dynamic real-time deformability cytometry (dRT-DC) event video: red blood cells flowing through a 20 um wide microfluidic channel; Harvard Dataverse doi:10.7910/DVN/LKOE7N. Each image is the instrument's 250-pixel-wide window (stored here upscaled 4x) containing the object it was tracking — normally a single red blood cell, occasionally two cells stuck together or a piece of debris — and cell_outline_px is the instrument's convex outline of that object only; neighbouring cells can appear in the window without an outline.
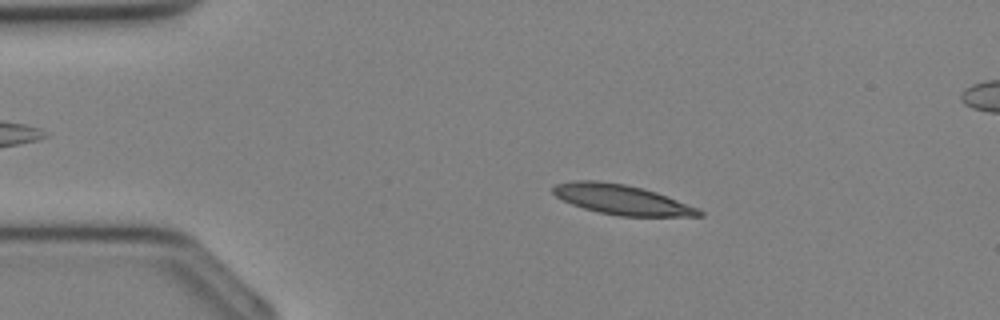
{"species": "Egyptian fruit bat (a non-hibernating species)", "species_latin": "Rousettus aegyptiacus", "temperature_condition": "cold", "stored_images_in_passage": 11, "camera_frame_rate_fps": 3000, "um_per_image_px": 0.085, "animal": {"sex": "female"}, "frame": {"image": 1, "passage_image": 5, "time_ms": 1.333, "image_size_px": [1000, 320], "cell_outline_px": [[704, 216], [620, 216], [600, 212], [584, 208], [572, 204], [556, 196], [552, 192], [552, 188], [556, 184], [572, 180], [596, 180], [624, 184], [644, 188], [656, 192], [700, 208], [704, 212]], "centroid_in_image_um": [52.88, 16.96], "position_along_channel_um": 32.1, "area_um2": 25.43}}
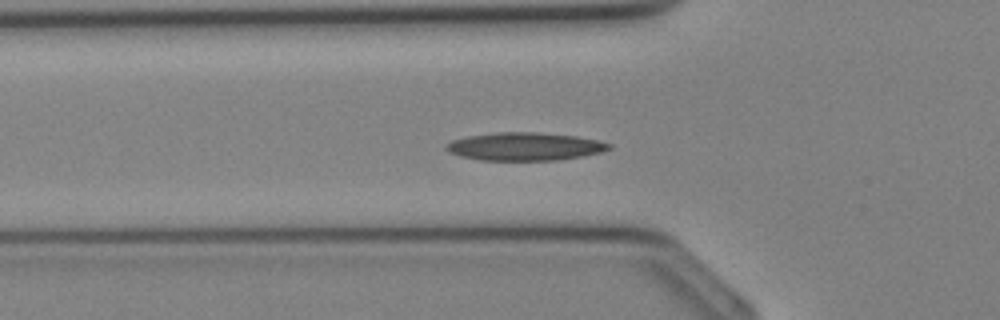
{"frame": {"image": 2, "passage_image": 10, "time_ms": 3.0, "image_size_px": [1000, 320], "cell_outline_px": [[612, 148], [600, 152], [580, 156], [556, 160], [480, 160], [460, 156], [444, 148], [452, 140], [468, 136], [496, 132], [536, 132], [576, 136], [596, 140], [612, 144]], "centroid_in_image_um": [44.61, 12.45], "position_along_channel_um": 81.2, "area_um2": 26.3}}